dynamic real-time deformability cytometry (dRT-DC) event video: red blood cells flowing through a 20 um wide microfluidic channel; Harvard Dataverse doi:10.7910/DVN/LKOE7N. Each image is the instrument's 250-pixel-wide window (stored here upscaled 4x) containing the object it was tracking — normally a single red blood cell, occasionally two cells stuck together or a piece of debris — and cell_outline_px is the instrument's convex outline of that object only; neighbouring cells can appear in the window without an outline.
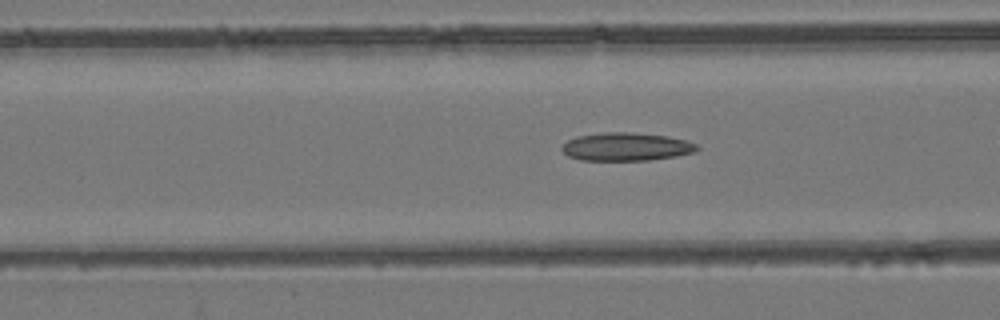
{"species": "common noctule bat (a hibernating species)", "species_latin": "Nyctalus noctula", "temperature_condition": "room temperature", "stored_images_in_passage": 46, "camera_frame_rate_fps": 3000, "um_per_image_px": 0.085, "animal": {"sex": "female", "body_mass_g": 24.6, "forearm_length_mm": 56.2}, "frame": {"image": 1, "passage_image": 13, "time_ms": 4.0, "image_size_px": [1000, 320], "cell_outline_px": [[700, 148], [696, 152], [676, 156], [648, 160], [580, 160], [568, 156], [560, 148], [568, 140], [576, 136], [604, 132], [632, 132], [668, 136], [688, 140], [696, 144]], "centroid_in_image_um": [53.25, 12.47], "position_along_channel_um": 113.3, "area_um2": 22.31}}
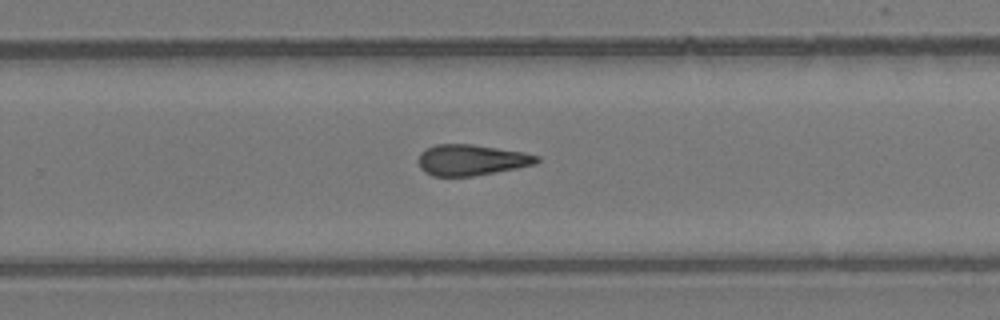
{"frame": {"image": 2, "passage_image": 27, "time_ms": 8.667, "image_size_px": [1000, 320], "cell_outline_px": [[540, 160], [536, 164], [516, 168], [472, 176], [432, 176], [424, 172], [420, 168], [420, 152], [436, 144], [472, 144], [524, 152], [540, 156]], "centroid_in_image_um": [40.09, 13.59], "position_along_channel_um": 289.7, "area_um2": 21.21}}
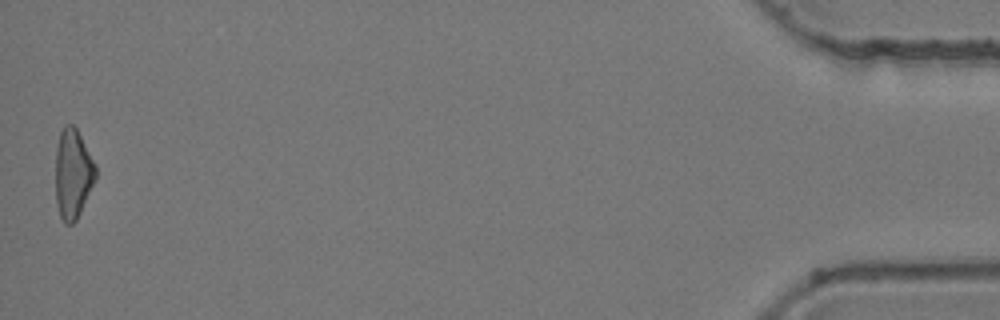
{"frame": {"image": 3, "passage_image": 46, "time_ms": 15.0, "image_size_px": [1000, 320], "cell_outline_px": [[96, 176], [80, 212], [76, 220], [72, 224], [64, 224], [60, 216], [56, 200], [56, 148], [60, 132], [64, 124], [72, 124], [76, 128], [96, 164]], "centroid_in_image_um": [6.18, 14.75], "position_along_channel_um": 429.0, "area_um2": 20.75}, "authors_computed_cell_mechanics": {"area_um2": 21.5594, "velocity_mm_per_s": 3.7795, "shape_relaxation_time_tau1_ms": null, "shape_relaxation_time_tau2_ms": 6.6683, "deformation_change_tau1": null, "deformation_change_tau2": 0.1835}}